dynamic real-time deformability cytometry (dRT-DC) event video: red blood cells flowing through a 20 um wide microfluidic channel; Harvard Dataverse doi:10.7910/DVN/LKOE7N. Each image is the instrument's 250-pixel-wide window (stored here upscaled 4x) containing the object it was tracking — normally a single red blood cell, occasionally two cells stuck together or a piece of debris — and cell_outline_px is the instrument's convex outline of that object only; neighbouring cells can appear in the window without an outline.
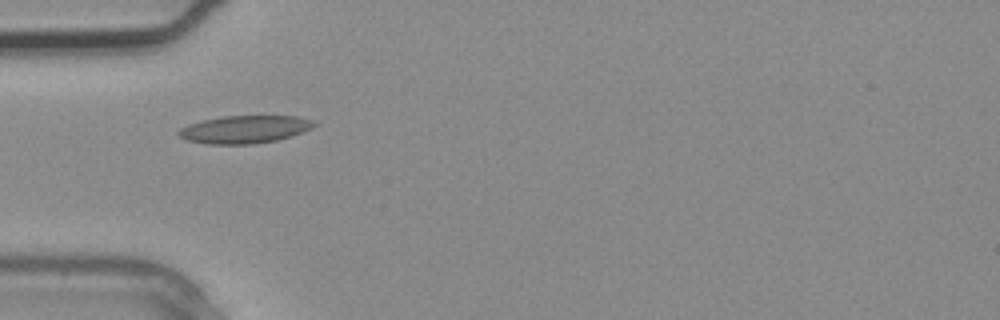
{"species": "common noctule bat (a hibernating species)", "species_latin": "Nyctalus noctula", "temperature_condition": "warm", "stored_images_in_passage": 1, "camera_frame_rate_fps": 3000, "um_per_image_px": 0.085, "animal": {"sex": "male", "body_mass_g": 20.4}, "frame": {"image": 1, "passage_image": 1, "time_ms": 0.0, "image_size_px": [1000, 320], "cell_outline_px": [[316, 124], [312, 128], [292, 136], [276, 140], [252, 144], [208, 144], [188, 140], [180, 136], [176, 132], [180, 128], [188, 124], [204, 120], [224, 116], [296, 116], [312, 120]], "centroid_in_image_um": [20.79, 11.0], "position_along_channel_um": 64.2, "area_um2": 21.73}}